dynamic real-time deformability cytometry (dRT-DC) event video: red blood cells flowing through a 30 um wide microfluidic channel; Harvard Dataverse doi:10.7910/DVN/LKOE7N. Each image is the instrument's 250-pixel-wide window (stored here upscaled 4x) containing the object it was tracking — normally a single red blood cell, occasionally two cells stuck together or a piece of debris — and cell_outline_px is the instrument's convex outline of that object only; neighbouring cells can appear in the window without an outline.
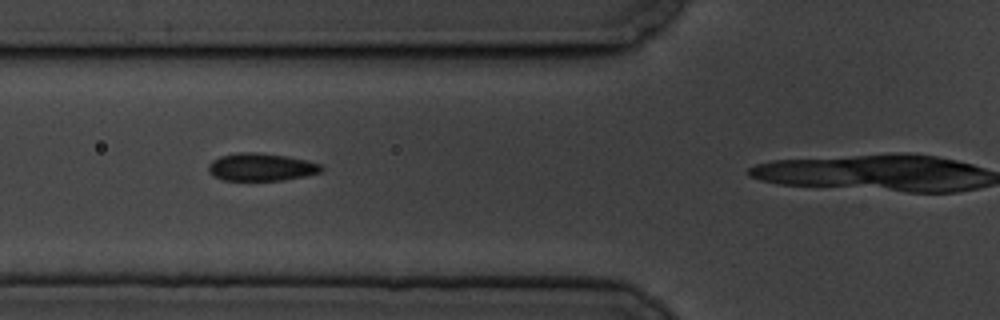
{"species": "common noctule bat (a hibernating species)", "species_latin": "Nyctalus noctula", "temperature_condition": "cold", "stored_images_in_passage": 5, "camera_frame_rate_fps": 3000, "um_per_image_px": 0.085, "animal": {"sex": "male", "body_mass_g": 19.5, "forearm_length_mm": 54.6}, "frame": {"image": 1, "passage_image": 3, "time_ms": 2.333, "image_size_px": [1000, 320], "cell_outline_px": [[324, 168], [320, 172], [304, 176], [284, 180], [224, 180], [212, 176], [208, 172], [208, 164], [212, 160], [220, 156], [240, 152], [256, 152], [288, 156], [308, 160], [320, 164]], "centroid_in_image_um": [22.18, 14.19], "position_along_channel_um": 103.6, "area_um2": 18.32}}
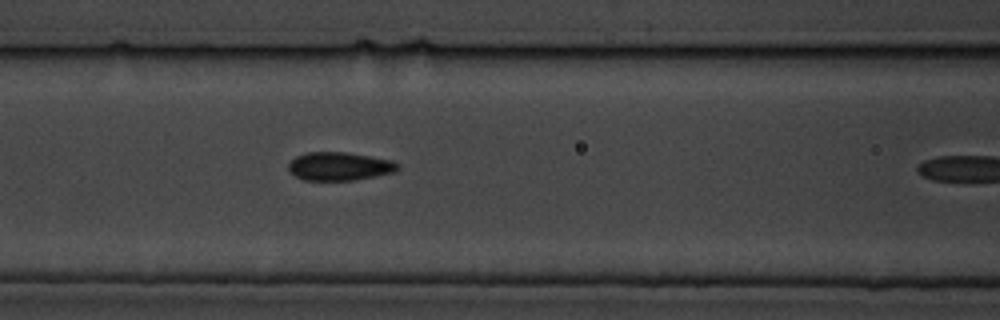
{"frame": {"image": 2, "passage_image": 4, "time_ms": 3.333, "image_size_px": [1000, 320], "cell_outline_px": [[400, 168], [396, 172], [356, 180], [304, 180], [288, 172], [288, 164], [296, 156], [308, 152], [344, 152], [392, 160], [400, 164]], "centroid_in_image_um": [28.87, 14.14], "position_along_channel_um": 137.7, "area_um2": 18.15}}